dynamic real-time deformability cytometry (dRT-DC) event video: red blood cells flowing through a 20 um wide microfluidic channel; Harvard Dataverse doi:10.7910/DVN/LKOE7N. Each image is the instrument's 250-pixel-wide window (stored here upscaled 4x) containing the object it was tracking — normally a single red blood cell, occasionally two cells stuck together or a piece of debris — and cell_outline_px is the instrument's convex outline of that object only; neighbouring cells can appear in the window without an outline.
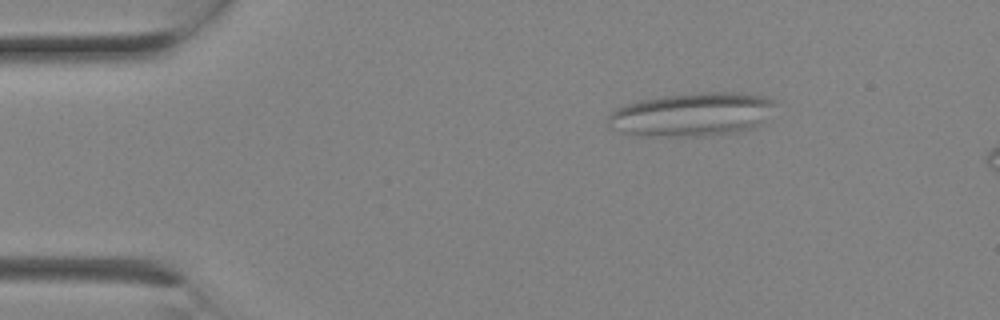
{"species": "Egyptian fruit bat (a non-hibernating species)", "species_latin": "Rousettus aegyptiacus", "temperature_condition": "room temperature", "stored_images_in_passage": 2, "camera_frame_rate_fps": 3000, "um_per_image_px": 0.085, "animal": {"sex": "female"}, "frame": {"image": 1, "passage_image": 1, "time_ms": 0.0, "image_size_px": [1000, 320], "cell_outline_px": [[776, 104], [764, 124], [756, 128], [736, 132], [712, 136], [632, 136], [612, 128], [608, 124], [608, 116], [616, 108], [640, 100], [664, 96], [696, 92], [740, 92], [764, 96], [776, 100]], "centroid_in_image_um": [58.88, 9.74], "position_along_channel_um": 26.1, "area_um2": 43.23}}